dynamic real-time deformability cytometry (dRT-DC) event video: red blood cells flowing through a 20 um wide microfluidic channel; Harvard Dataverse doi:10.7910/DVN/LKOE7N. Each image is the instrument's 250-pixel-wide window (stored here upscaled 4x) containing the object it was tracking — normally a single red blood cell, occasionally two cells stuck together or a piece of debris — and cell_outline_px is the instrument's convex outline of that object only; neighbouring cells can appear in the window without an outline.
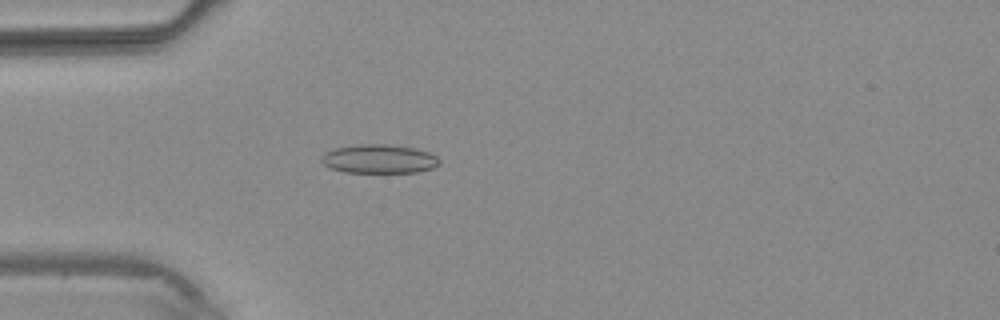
{"species": "common noctule bat (a hibernating species)", "species_latin": "Nyctalus noctula", "temperature_condition": "warm", "stored_images_in_passage": 4, "camera_frame_rate_fps": 3000, "um_per_image_px": 0.085, "animal": {"sex": "male", "body_mass_g": 20.4}, "frame": {"image": 1, "passage_image": 4, "time_ms": 3.667, "image_size_px": [1000, 320], "cell_outline_px": [[440, 164], [432, 168], [416, 172], [344, 172], [332, 168], [324, 164], [320, 160], [320, 156], [324, 152], [332, 148], [360, 144], [388, 144], [416, 148], [428, 152], [436, 156], [440, 160]], "centroid_in_image_um": [32.2, 13.49], "position_along_channel_um": 52.8, "area_um2": 19.94}}